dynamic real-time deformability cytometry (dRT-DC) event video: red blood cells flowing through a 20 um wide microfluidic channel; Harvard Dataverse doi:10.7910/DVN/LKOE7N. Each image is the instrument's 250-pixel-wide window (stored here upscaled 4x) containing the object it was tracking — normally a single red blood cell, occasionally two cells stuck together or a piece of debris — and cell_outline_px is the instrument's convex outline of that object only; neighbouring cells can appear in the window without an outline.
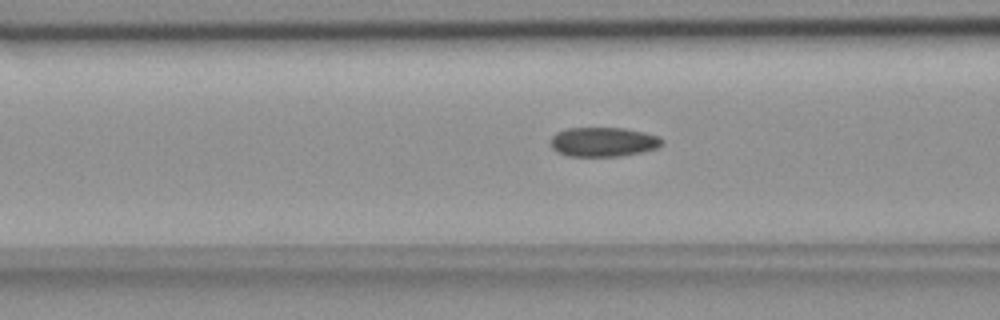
{"species": "common noctule bat (a hibernating species)", "species_latin": "Nyctalus noctula", "temperature_condition": "room temperature", "stored_images_in_passage": 50, "camera_frame_rate_fps": 3000, "um_per_image_px": 0.085, "animal": {"sex": "female", "body_mass_g": 18.4}, "frame": {"image": 1, "passage_image": 15, "time_ms": 4.667, "image_size_px": [1000, 320], "cell_outline_px": [[664, 144], [660, 148], [620, 156], [568, 156], [556, 152], [552, 148], [552, 136], [556, 132], [568, 128], [624, 128], [644, 132], [656, 136], [664, 140]], "centroid_in_image_um": [51.3, 12.06], "position_along_channel_um": 115.3, "area_um2": 19.13}}
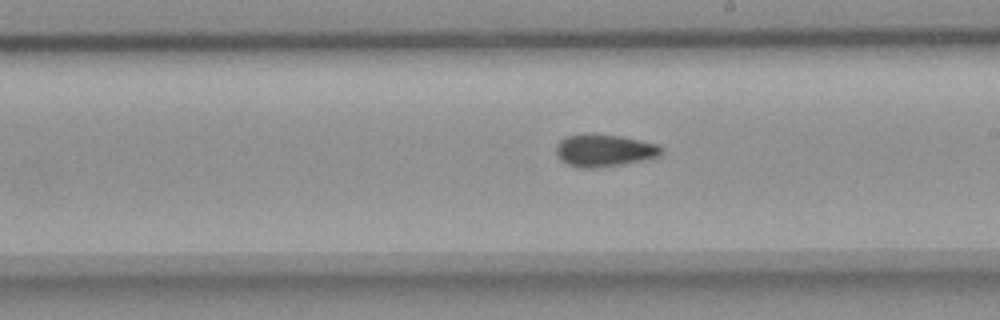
{"frame": {"image": 2, "passage_image": 25, "time_ms": 8.0, "image_size_px": [1000, 320], "cell_outline_px": [[664, 152], [660, 156], [624, 164], [596, 168], [580, 168], [568, 164], [560, 160], [556, 152], [556, 144], [560, 140], [568, 136], [588, 132], [620, 136], [660, 144], [664, 148]], "centroid_in_image_um": [51.38, 12.77], "position_along_channel_um": 237.6, "area_um2": 20.23}}
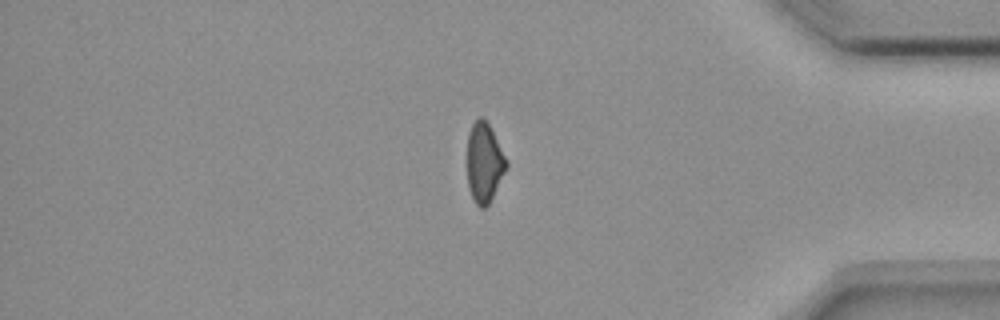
{"frame": {"image": 3, "passage_image": 40, "time_ms": 13.0, "image_size_px": [1000, 320], "cell_outline_px": [[508, 168], [488, 204], [484, 208], [480, 208], [476, 204], [468, 188], [468, 136], [472, 124], [480, 116], [484, 116], [508, 160]], "centroid_in_image_um": [41.18, 13.81], "position_along_channel_um": 394.0, "area_um2": 18.15}}